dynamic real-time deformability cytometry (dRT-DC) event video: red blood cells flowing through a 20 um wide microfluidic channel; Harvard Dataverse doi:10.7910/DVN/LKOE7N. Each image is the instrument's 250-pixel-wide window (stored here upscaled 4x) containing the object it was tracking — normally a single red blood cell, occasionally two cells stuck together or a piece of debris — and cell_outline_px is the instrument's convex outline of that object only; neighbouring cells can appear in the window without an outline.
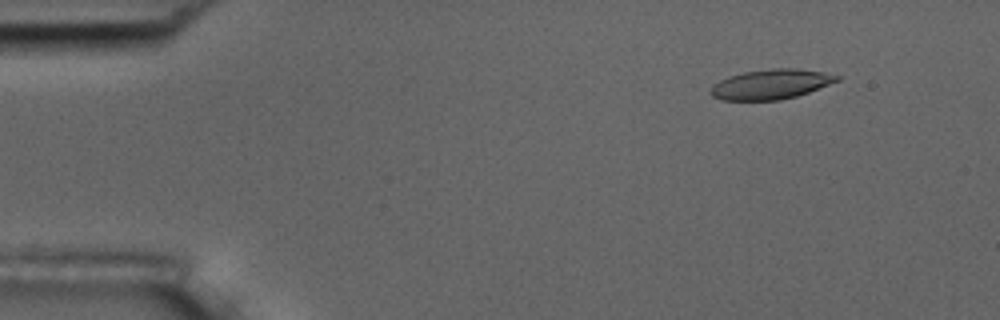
{"species": "common noctule bat (a hibernating species)", "species_latin": "Nyctalus noctula", "temperature_condition": "room temperature", "stored_images_in_passage": 5, "camera_frame_rate_fps": 3000, "um_per_image_px": 0.085, "animal": {"sex": "male", "body_mass_g": 17.5, "forearm_length_mm": 52.3}, "frame": {"image": 1, "passage_image": 2, "time_ms": 1.333, "image_size_px": [1000, 320], "cell_outline_px": [[840, 80], [808, 92], [796, 96], [780, 100], [724, 100], [712, 96], [708, 92], [720, 80], [728, 76], [744, 72], [772, 68], [796, 68], [824, 72], [840, 76]], "centroid_in_image_um": [65.54, 7.15], "position_along_channel_um": 19.5, "area_um2": 21.85}}
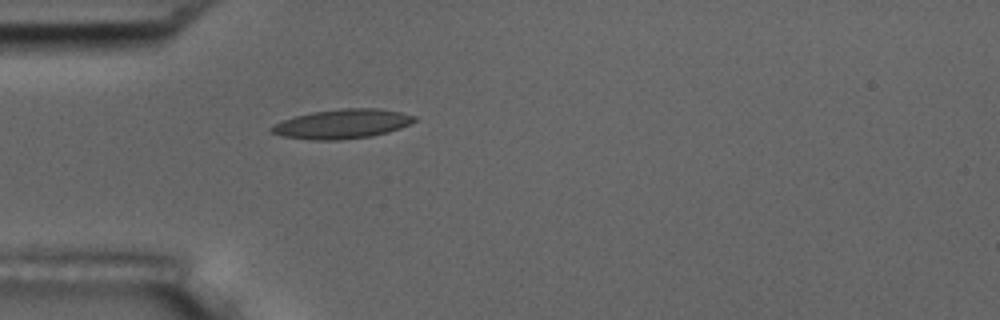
{"frame": {"image": 2, "passage_image": 5, "time_ms": 4.667, "image_size_px": [1000, 320], "cell_outline_px": [[416, 120], [400, 128], [388, 132], [372, 136], [340, 140], [312, 140], [284, 136], [268, 132], [268, 128], [284, 120], [296, 116], [312, 112], [340, 108], [376, 108], [400, 112], [416, 116]], "centroid_in_image_um": [29.08, 10.53], "position_along_channel_um": 55.9, "area_um2": 24.39}}